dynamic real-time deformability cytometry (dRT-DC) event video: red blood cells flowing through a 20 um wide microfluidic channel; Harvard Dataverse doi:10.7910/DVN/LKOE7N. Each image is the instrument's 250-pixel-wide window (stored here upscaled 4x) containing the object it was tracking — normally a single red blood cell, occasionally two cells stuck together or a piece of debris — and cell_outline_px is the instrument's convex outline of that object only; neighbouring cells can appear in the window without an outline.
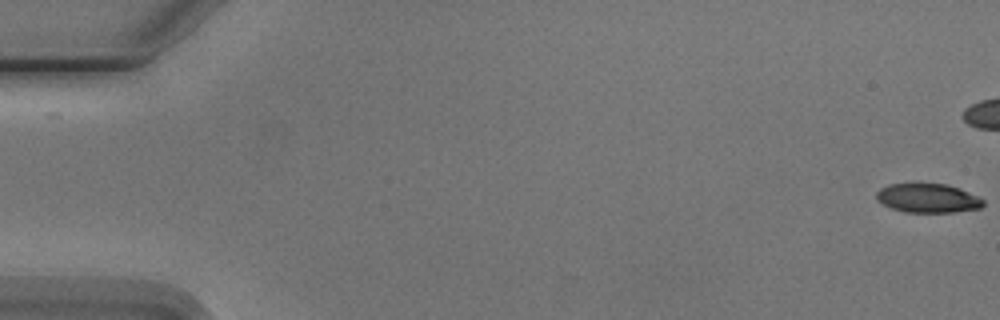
{"species": "Egyptian fruit bat (a non-hibernating species)", "species_latin": "Rousettus aegyptiacus", "temperature_condition": "cold", "stored_images_in_passage": 2, "camera_frame_rate_fps": 3000, "um_per_image_px": 0.085, "animal": {"sex": "male"}, "frame": {"image": 1, "passage_image": 2, "time_ms": 1.333, "image_size_px": [1000, 320], "cell_outline_px": [[984, 204], [980, 208], [952, 212], [904, 212], [880, 204], [876, 200], [876, 192], [880, 188], [888, 184], [912, 180], [916, 180], [948, 184], [960, 188], [984, 200]], "centroid_in_image_um": [78.78, 16.78], "position_along_channel_um": 6.2, "area_um2": 19.02}}